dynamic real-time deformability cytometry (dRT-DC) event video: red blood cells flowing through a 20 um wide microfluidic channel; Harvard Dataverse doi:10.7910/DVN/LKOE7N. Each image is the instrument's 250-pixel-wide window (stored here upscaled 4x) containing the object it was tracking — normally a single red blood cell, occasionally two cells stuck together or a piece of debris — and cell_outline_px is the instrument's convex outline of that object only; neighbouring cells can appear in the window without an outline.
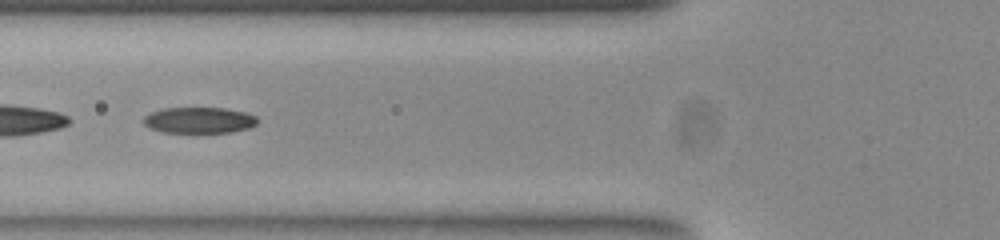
{"species": "common noctule bat (a hibernating species)", "species_latin": "Nyctalus noctula", "temperature_condition": "room temperature", "stored_images_in_passage": 40, "camera_frame_rate_fps": 3000, "um_per_image_px": 0.085, "animal": {"sex": "female", "body_mass_g": 23.0, "forearm_length_mm": 53.4}, "frame": {"image": 1, "passage_image": 7, "time_ms": 2.0, "image_size_px": [1000, 240], "cell_outline_px": [[260, 120], [256, 124], [248, 128], [232, 132], [164, 132], [148, 128], [144, 124], [144, 116], [160, 108], [224, 108], [244, 112], [256, 116]], "centroid_in_image_um": [16.93, 10.21], "position_along_channel_um": 108.9, "area_um2": 17.28}}
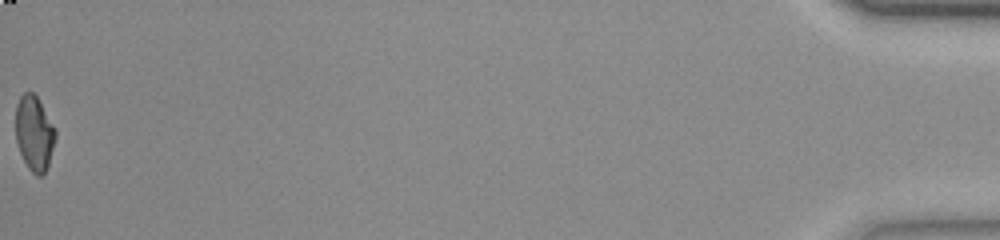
{"frame": {"image": 2, "passage_image": 40, "time_ms": 13.0, "image_size_px": [1000, 240], "cell_outline_px": [[56, 136], [48, 164], [44, 172], [40, 176], [36, 176], [28, 168], [20, 152], [16, 140], [16, 104], [20, 96], [24, 92], [32, 92], [36, 96], [52, 124], [56, 132]], "centroid_in_image_um": [2.89, 11.33], "position_along_channel_um": 432.3, "area_um2": 16.99}, "authors_computed_cell_mechanics": {"area_um2": 17.9758, "velocity_mm_per_s": 3.9125, "shape_relaxation_time_tau1_ms": 4.41, "shape_relaxation_time_tau2_ms": 2.7869, "deformation_change_tau1": 0.1757, "deformation_change_tau2": 0.079}}